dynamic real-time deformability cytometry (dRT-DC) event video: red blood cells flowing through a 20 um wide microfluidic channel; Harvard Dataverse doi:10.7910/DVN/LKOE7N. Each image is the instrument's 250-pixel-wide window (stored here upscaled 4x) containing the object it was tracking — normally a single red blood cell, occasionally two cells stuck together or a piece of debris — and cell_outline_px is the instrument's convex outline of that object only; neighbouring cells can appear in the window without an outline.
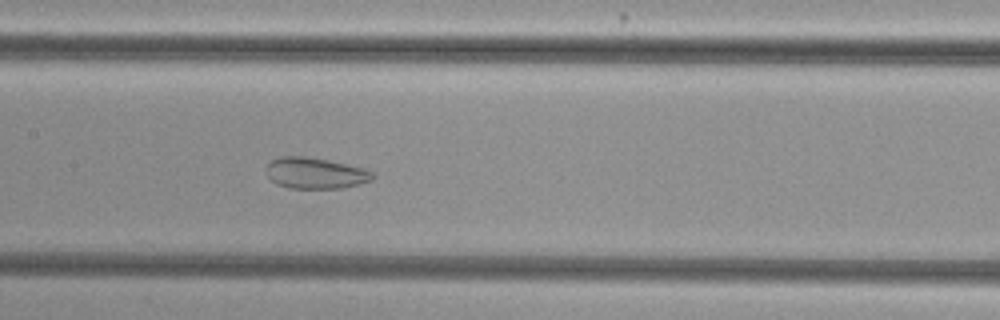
{"species": "common noctule bat (a hibernating species)", "species_latin": "Nyctalus noctula", "temperature_condition": "cold", "stored_images_in_passage": 51, "camera_frame_rate_fps": 3000, "um_per_image_px": 0.085, "animal": {"sex": "female", "body_mass_g": 29.2, "forearm_length_mm": 56.3}, "frame": {"image": 1, "passage_image": 24, "time_ms": 7.667, "image_size_px": [1000, 320], "cell_outline_px": [[376, 176], [372, 180], [360, 184], [344, 188], [288, 188], [276, 184], [264, 172], [264, 168], [272, 160], [280, 156], [304, 156], [328, 160], [364, 168], [372, 172]], "centroid_in_image_um": [26.79, 14.72], "position_along_channel_um": 180.6, "area_um2": 19.48}}
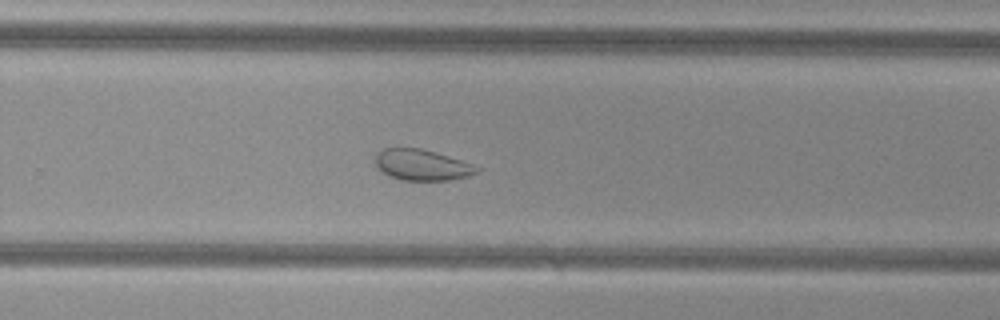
{"frame": {"image": 2, "passage_image": 33, "time_ms": 10.667, "image_size_px": [1000, 320], "cell_outline_px": [[480, 168], [476, 172], [468, 176], [448, 180], [400, 180], [388, 176], [376, 164], [376, 152], [384, 148], [420, 148], [448, 156], [460, 160]], "centroid_in_image_um": [35.83, 14.02], "position_along_channel_um": 294.0, "area_um2": 17.98}}
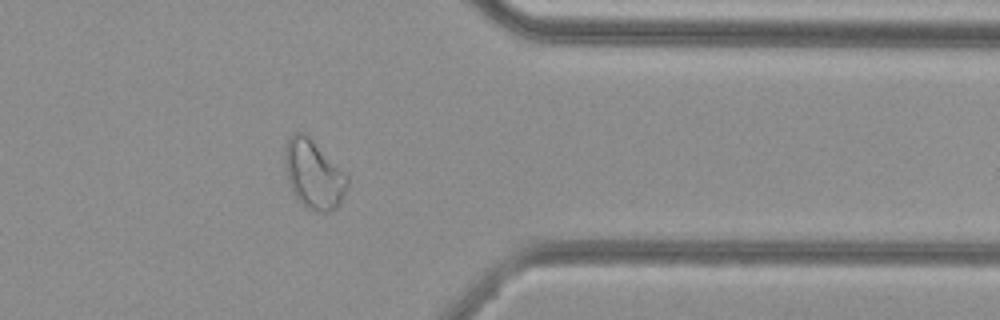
{"frame": {"image": 3, "passage_image": 41, "time_ms": 13.333, "image_size_px": [1000, 320], "cell_outline_px": [[348, 184], [340, 204], [332, 212], [316, 212], [304, 208], [296, 200], [288, 180], [284, 168], [284, 148], [292, 132], [304, 132], [348, 172]], "centroid_in_image_um": [26.67, 14.83], "position_along_channel_um": 384.7, "area_um2": 25.89}, "authors_computed_cell_mechanics": {"area_um2": 25.8944, "velocity_mm_per_s": 3.7878, "shape_relaxation_time_tau1_ms": null, "shape_relaxation_time_tau2_ms": 1.7274, "deformation_change_tau1": null, "deformation_change_tau2": 0.0801}}